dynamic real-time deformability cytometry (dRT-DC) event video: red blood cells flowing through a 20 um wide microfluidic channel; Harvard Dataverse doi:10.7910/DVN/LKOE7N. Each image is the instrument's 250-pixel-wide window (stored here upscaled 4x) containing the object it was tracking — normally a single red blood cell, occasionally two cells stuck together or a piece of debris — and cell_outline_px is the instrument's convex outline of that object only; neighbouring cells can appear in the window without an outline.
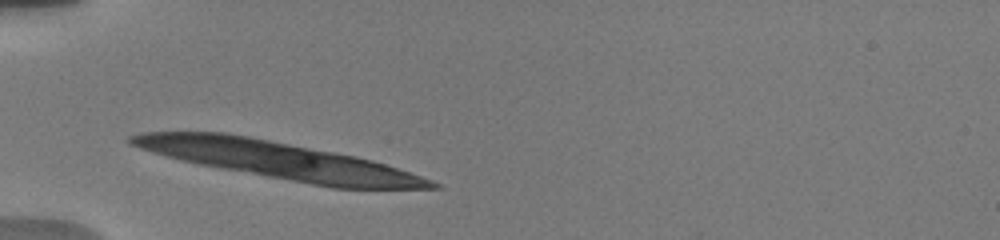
{"species": "human", "species_latin": "Homo sapiens", "temperature_condition": "warm", "stored_images_in_passage": 10, "segment_of_instrument_passage": [1, 2], "camera_frame_rate_fps": 3000, "um_per_image_px": 0.085, "donor": {"sex": "male"}, "frame": {"image": 1, "passage_image": 1, "time_ms": 0.0, "image_size_px": [1000, 240], "cell_outline_px": [[444, 188], [332, 188], [220, 168], [200, 164], [152, 152], [128, 144], [128, 136], [140, 132], [224, 132], [248, 136], [356, 156], [372, 160], [432, 180], [440, 184]], "centroid_in_image_um": [23.66, 13.62], "position_along_channel_um": 61.3, "area_um2": 63.87}}